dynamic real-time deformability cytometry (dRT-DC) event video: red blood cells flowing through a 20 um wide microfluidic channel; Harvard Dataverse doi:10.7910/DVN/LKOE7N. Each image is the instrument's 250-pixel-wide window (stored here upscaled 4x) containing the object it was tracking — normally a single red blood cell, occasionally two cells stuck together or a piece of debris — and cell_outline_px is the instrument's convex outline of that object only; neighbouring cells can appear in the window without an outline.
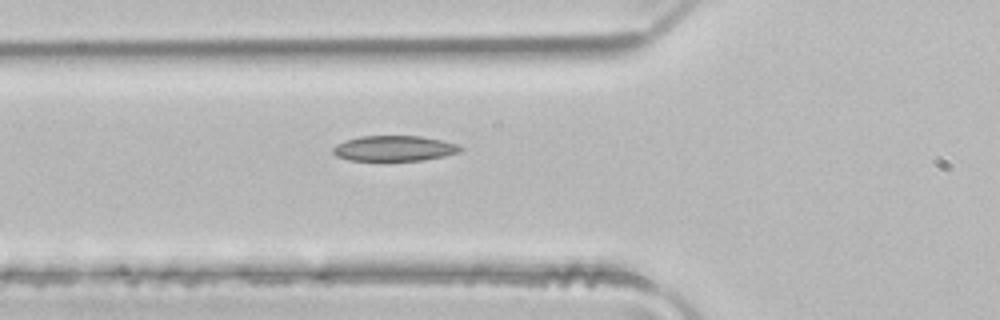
{"species": "common noctule bat (a hibernating species)", "species_latin": "Nyctalus noctula", "temperature_condition": "room temperature", "stored_images_in_passage": 4, "camera_frame_rate_fps": 3000, "um_per_image_px": 0.085, "animal": {"sex": "male", "body_mass_g": 21.5, "forearm_length_mm": 52.0}, "frame": {"image": 1, "passage_image": 4, "time_ms": 1.0, "image_size_px": [1000, 320], "cell_outline_px": [[464, 148], [460, 152], [444, 156], [424, 160], [348, 160], [336, 156], [332, 152], [332, 148], [336, 144], [344, 140], [360, 136], [420, 136], [440, 140], [456, 144]], "centroid_in_image_um": [33.48, 12.61], "position_along_channel_um": 92.3, "area_um2": 18.84}}